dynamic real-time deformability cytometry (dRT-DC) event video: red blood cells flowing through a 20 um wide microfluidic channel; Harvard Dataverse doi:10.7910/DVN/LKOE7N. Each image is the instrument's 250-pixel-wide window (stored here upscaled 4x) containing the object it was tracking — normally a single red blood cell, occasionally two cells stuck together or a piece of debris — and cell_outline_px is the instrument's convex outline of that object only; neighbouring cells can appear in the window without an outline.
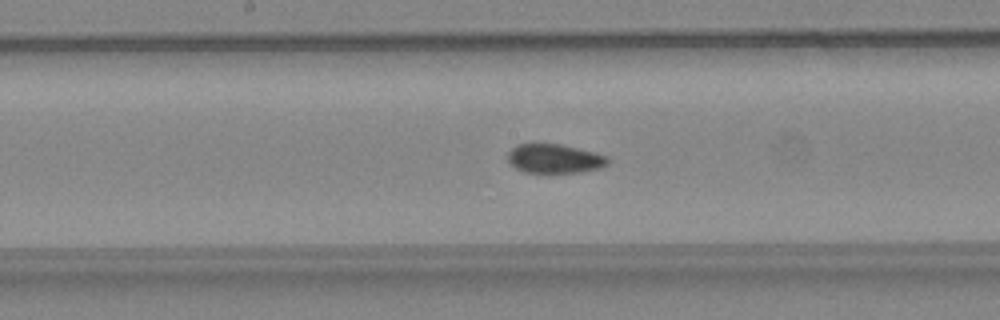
{"species": "common noctule bat (a hibernating species)", "species_latin": "Nyctalus noctula", "temperature_condition": "warm", "stored_images_in_passage": 33, "camera_frame_rate_fps": 3000, "um_per_image_px": 0.085, "animal": {"sex": "female", "body_mass_g": 24.6, "forearm_length_mm": 56.2}, "frame": {"image": 1, "passage_image": 11, "time_ms": 3.333, "image_size_px": [1000, 320], "cell_outline_px": [[608, 164], [600, 168], [580, 172], [524, 172], [516, 168], [508, 160], [508, 152], [516, 144], [532, 140], [560, 144], [608, 156]], "centroid_in_image_um": [47.07, 13.43], "position_along_channel_um": 201.1, "area_um2": 17.34}}
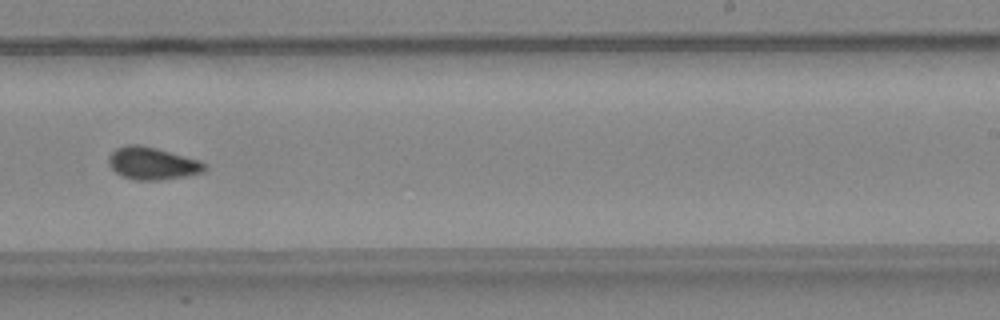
{"frame": {"image": 2, "passage_image": 16, "time_ms": 5.0, "image_size_px": [1000, 320], "cell_outline_px": [[208, 168], [204, 172], [188, 176], [160, 180], [132, 180], [120, 176], [108, 164], [108, 156], [116, 148], [124, 144], [140, 144], [156, 148], [200, 160], [208, 164]], "centroid_in_image_um": [12.96, 13.89], "position_along_channel_um": 276.0, "area_um2": 18.55}}
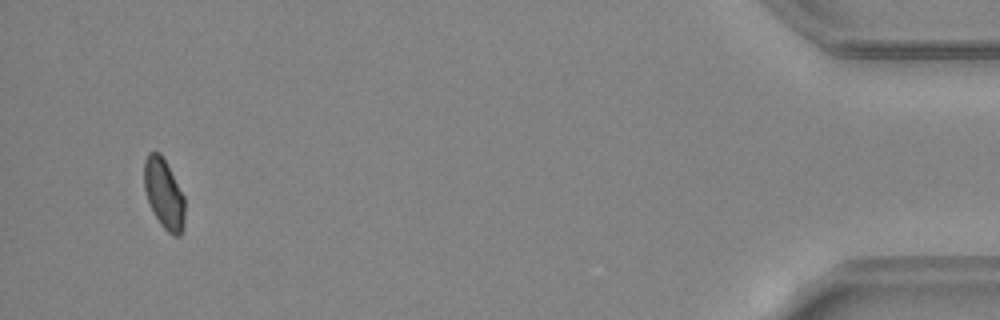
{"frame": {"image": 3, "passage_image": 31, "time_ms": 10.0, "image_size_px": [1000, 320], "cell_outline_px": [[184, 228], [180, 236], [172, 236], [160, 224], [148, 200], [144, 188], [144, 160], [148, 152], [160, 152], [184, 196]], "centroid_in_image_um": [13.94, 16.48], "position_along_channel_um": 421.3, "area_um2": 16.42}, "authors_computed_cell_mechanics": {"area_um2": 17.34, "velocity_mm_per_s": 4.52, "shape_relaxation_time_tau1_ms": null, "shape_relaxation_time_tau2_ms": 1.5322, "deformation_change_tau1": null, "deformation_change_tau2": 0.0493}}